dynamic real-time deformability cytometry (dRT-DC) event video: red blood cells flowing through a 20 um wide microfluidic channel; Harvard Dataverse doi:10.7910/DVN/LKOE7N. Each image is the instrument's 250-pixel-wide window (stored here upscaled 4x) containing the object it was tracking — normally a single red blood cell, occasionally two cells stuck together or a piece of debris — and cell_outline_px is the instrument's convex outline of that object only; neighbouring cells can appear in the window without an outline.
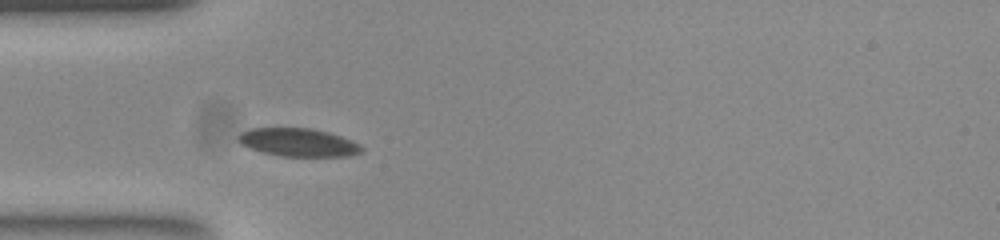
{"species": "common noctule bat (a hibernating species)", "species_latin": "Nyctalus noctula", "temperature_condition": "room temperature", "stored_images_in_passage": 38, "camera_frame_rate_fps": 3000, "um_per_image_px": 0.085, "animal": {"sex": "female", "body_mass_g": 23.0, "forearm_length_mm": 53.4}, "frame": {"image": 1, "passage_image": 1, "time_ms": 0.0, "image_size_px": [1000, 240], "cell_outline_px": [[364, 148], [360, 152], [348, 156], [280, 156], [264, 152], [240, 144], [236, 136], [240, 132], [248, 128], [312, 128], [328, 132], [352, 140], [360, 144]], "centroid_in_image_um": [25.34, 12.09], "position_along_channel_um": 59.7, "area_um2": 20.23}}
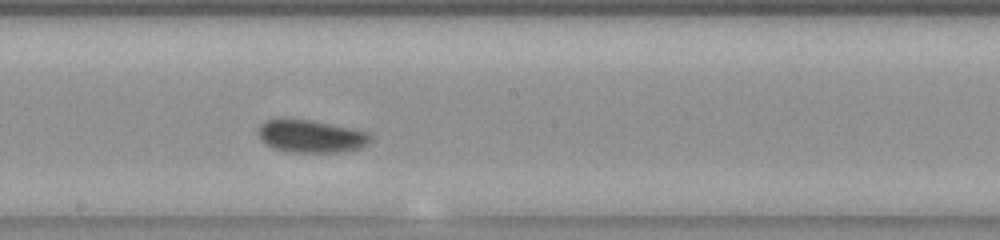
{"frame": {"image": 2, "passage_image": 14, "time_ms": 4.333, "image_size_px": [1000, 240], "cell_outline_px": [[372, 140], [368, 144], [360, 148], [344, 152], [288, 152], [272, 148], [264, 144], [256, 132], [260, 124], [264, 120], [312, 120], [352, 128], [368, 132], [372, 136]], "centroid_in_image_um": [26.44, 11.6], "position_along_channel_um": 221.8, "area_um2": 21.56}}
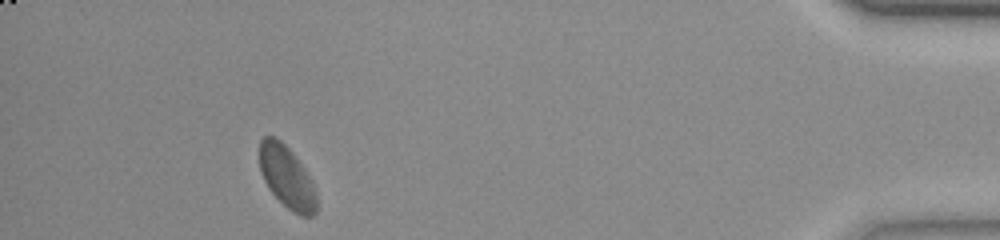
{"frame": {"image": 3, "passage_image": 34, "time_ms": 11.0, "image_size_px": [1000, 240], "cell_outline_px": [[316, 212], [312, 216], [300, 216], [292, 212], [268, 188], [264, 180], [260, 168], [260, 140], [264, 136], [276, 136], [292, 152], [304, 168], [312, 180], [316, 192]], "centroid_in_image_um": [24.39, 15.05], "position_along_channel_um": 410.8, "area_um2": 20.58}, "authors_computed_cell_mechanics": {"area_um2": 20.9236, "velocity_mm_per_s": 3.7926, "shape_relaxation_time_tau1_ms": 2.258, "shape_relaxation_time_tau2_ms": null, "deformation_change_tau1": 0.0578, "deformation_change_tau2": null}}